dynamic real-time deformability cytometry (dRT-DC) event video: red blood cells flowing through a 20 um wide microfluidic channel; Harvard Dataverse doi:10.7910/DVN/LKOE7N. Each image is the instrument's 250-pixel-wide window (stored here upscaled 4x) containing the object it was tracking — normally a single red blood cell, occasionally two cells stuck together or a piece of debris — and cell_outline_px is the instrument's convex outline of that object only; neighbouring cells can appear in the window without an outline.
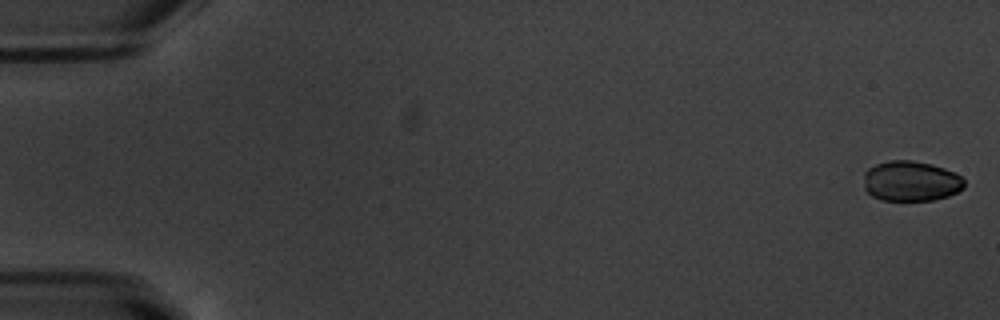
{"species": "common noctule bat (a hibernating species)", "species_latin": "Nyctalus noctula", "temperature_condition": "warm", "stored_images_in_passage": 51, "camera_frame_rate_fps": 3000, "um_per_image_px": 0.085, "animal": {"sex": "male", "body_mass_g": 20.1, "forearm_length_mm": 53.5}, "frame": {"image": 1, "passage_image": 1, "time_ms": 0.0, "image_size_px": [1000, 320], "cell_outline_px": [[964, 188], [948, 196], [932, 200], [880, 200], [872, 196], [864, 188], [864, 172], [868, 168], [876, 164], [888, 160], [912, 160], [932, 164], [944, 168], [960, 176], [964, 180]], "centroid_in_image_um": [77.4, 15.39], "position_along_channel_um": 7.6, "area_um2": 23.64}}
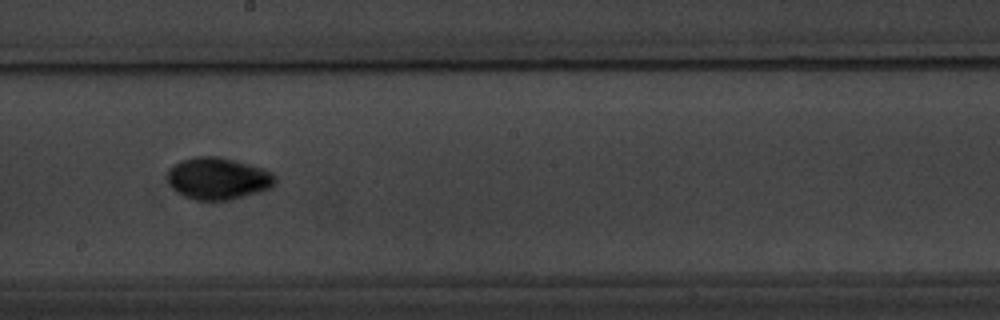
{"frame": {"image": 2, "passage_image": 31, "time_ms": 10.0, "image_size_px": [1000, 320], "cell_outline_px": [[276, 184], [272, 188], [260, 192], [228, 200], [192, 200], [184, 196], [168, 180], [168, 168], [180, 160], [196, 156], [216, 156], [264, 168], [272, 172], [276, 176]], "centroid_in_image_um": [18.58, 15.17], "position_along_channel_um": 229.6, "area_um2": 26.3}}
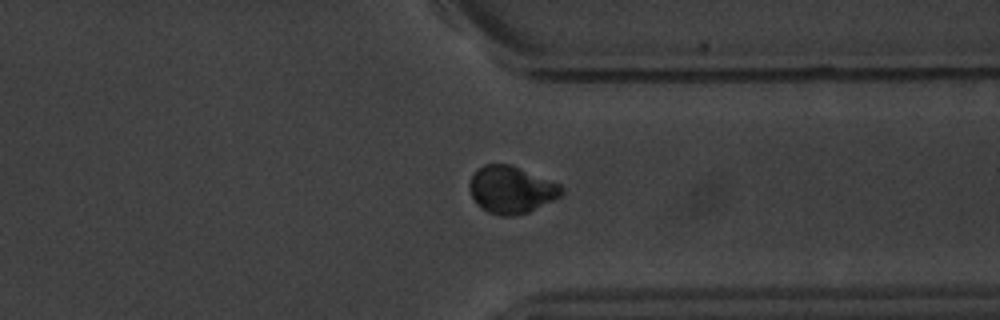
{"frame": {"image": 3, "passage_image": 42, "time_ms": 13.667, "image_size_px": [1000, 320], "cell_outline_px": [[564, 196], [556, 200], [528, 212], [512, 216], [500, 216], [488, 212], [480, 208], [476, 204], [468, 188], [468, 184], [476, 168], [484, 164], [512, 164], [560, 184], [564, 188]], "centroid_in_image_um": [43.47, 16.12], "position_along_channel_um": 367.9, "area_um2": 25.89}}